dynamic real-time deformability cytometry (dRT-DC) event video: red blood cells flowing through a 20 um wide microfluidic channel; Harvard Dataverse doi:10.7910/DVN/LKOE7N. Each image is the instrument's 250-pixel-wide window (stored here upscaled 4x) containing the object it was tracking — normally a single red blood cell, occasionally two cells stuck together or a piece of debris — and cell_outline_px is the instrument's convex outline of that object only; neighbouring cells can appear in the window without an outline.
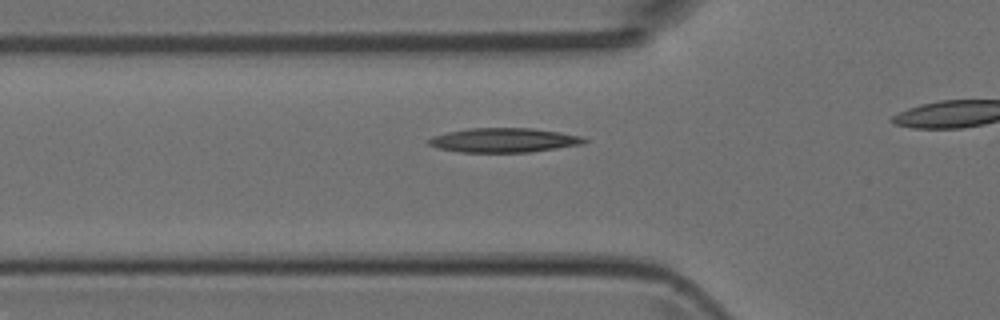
{"species": "Egyptian fruit bat (a non-hibernating species)", "species_latin": "Rousettus aegyptiacus", "temperature_condition": "room temperature", "stored_images_in_passage": 18, "camera_frame_rate_fps": 3000, "um_per_image_px": 0.085, "animal": {"sex": "female"}, "frame": {"image": 1, "passage_image": 13, "time_ms": 4.0, "image_size_px": [1000, 320], "cell_outline_px": [[588, 140], [584, 144], [528, 152], [460, 152], [436, 148], [428, 144], [424, 140], [432, 136], [448, 132], [468, 128], [532, 128], [560, 132], [584, 136]], "centroid_in_image_um": [42.81, 11.91], "position_along_channel_um": 83.0, "area_um2": 22.25}}
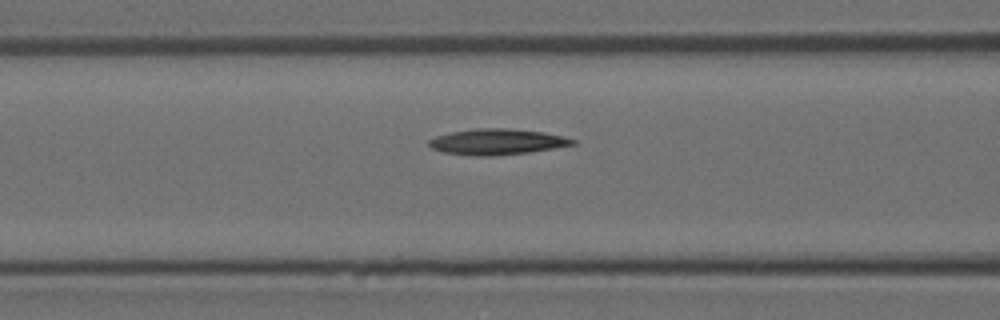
{"frame": {"image": 2, "passage_image": 16, "time_ms": 5.0, "image_size_px": [1000, 320], "cell_outline_px": [[576, 144], [528, 152], [492, 156], [476, 156], [444, 152], [432, 148], [428, 144], [428, 140], [436, 136], [452, 132], [476, 128], [508, 128], [544, 132], [564, 136], [576, 140]], "centroid_in_image_um": [42.25, 12.04], "position_along_channel_um": 124.3, "area_um2": 21.5}}